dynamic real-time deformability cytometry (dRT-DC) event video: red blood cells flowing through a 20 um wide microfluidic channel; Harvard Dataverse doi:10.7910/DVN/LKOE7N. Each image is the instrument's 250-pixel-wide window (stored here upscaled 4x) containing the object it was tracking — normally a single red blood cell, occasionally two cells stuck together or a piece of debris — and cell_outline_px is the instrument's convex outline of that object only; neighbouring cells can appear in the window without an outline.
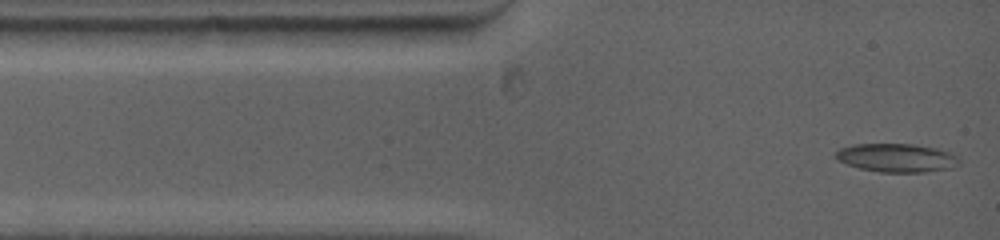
{"species": "common noctule bat (a hibernating species)", "species_latin": "Nyctalus noctula", "temperature_condition": "warm", "stored_images_in_passage": 55, "camera_frame_rate_fps": 5000, "um_per_image_px": 0.085, "animal": {"sex": "female", "body_mass_g": 19.0, "forearm_length_mm": 53.3}, "frame": {"image": 1, "passage_image": 1, "time_ms": 0.0, "image_size_px": [1000, 240], "cell_outline_px": [[960, 164], [952, 168], [924, 172], [880, 172], [860, 168], [836, 160], [836, 152], [840, 148], [852, 144], [912, 144], [936, 148], [948, 152], [956, 156], [960, 160]], "centroid_in_image_um": [76.22, 13.41], "position_along_channel_um": 8.8, "area_um2": 20.46}}
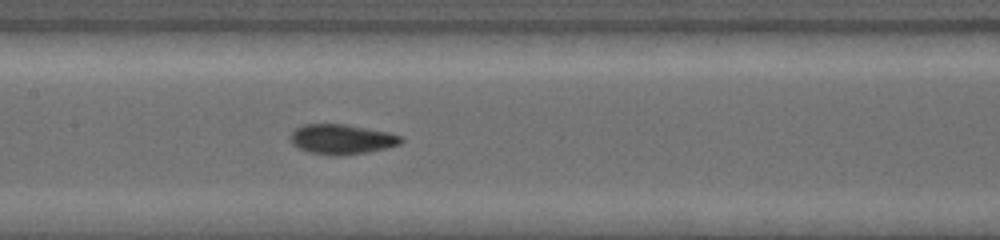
{"frame": {"image": 2, "passage_image": 22, "time_ms": 5.4, "image_size_px": [1000, 240], "cell_outline_px": [[404, 140], [400, 144], [368, 152], [336, 156], [332, 156], [308, 152], [292, 144], [288, 136], [296, 128], [304, 124], [348, 124], [388, 132], [400, 136]], "centroid_in_image_um": [29.01, 11.83], "position_along_channel_um": 178.4, "area_um2": 19.36}}
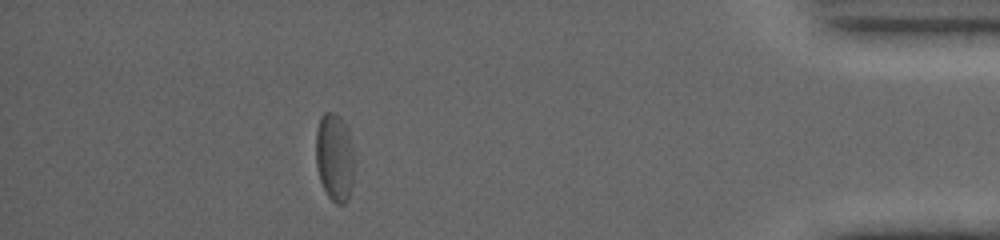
{"frame": {"image": 3, "passage_image": 43, "time_ms": 12.8, "image_size_px": [1000, 240], "cell_outline_px": [[356, 164], [352, 184], [348, 200], [344, 204], [336, 204], [328, 196], [320, 180], [316, 164], [316, 132], [320, 116], [324, 112], [332, 112], [340, 116], [348, 132], [356, 156]], "centroid_in_image_um": [28.47, 13.38], "position_along_channel_um": 406.7, "area_um2": 20.17}, "authors_computed_cell_mechanics": {"area_um2": 19.652, "velocity_mm_per_s": 3.8866, "shape_relaxation_time_tau1_ms": 7.6388, "shape_relaxation_time_tau2_ms": 2.1845, "deformation_change_tau1": 0.2075, "deformation_change_tau2": 0.0739}}